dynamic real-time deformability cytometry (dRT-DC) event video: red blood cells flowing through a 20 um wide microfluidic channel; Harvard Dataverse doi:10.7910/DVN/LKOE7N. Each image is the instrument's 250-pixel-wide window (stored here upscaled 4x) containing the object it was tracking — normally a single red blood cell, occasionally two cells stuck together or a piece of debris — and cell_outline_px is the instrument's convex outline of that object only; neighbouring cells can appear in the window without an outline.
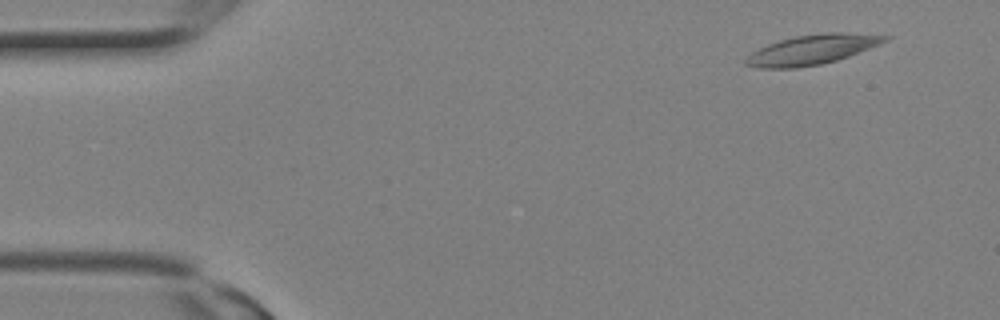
{"species": "Egyptian fruit bat (a non-hibernating species)", "species_latin": "Rousettus aegyptiacus", "temperature_condition": "room temperature", "stored_images_in_passage": 2, "camera_frame_rate_fps": 3000, "um_per_image_px": 0.085, "animal": {"sex": "female"}, "frame": {"image": 1, "passage_image": 1, "time_ms": 0.0, "image_size_px": [1000, 320], "cell_outline_px": [[892, 36], [888, 40], [848, 56], [836, 60], [820, 64], [796, 68], [756, 68], [744, 64], [744, 60], [752, 52], [768, 44], [780, 40], [796, 36], [828, 32], [844, 32]], "centroid_in_image_um": [68.99, 4.22], "position_along_channel_um": 16.0, "area_um2": 23.81}}